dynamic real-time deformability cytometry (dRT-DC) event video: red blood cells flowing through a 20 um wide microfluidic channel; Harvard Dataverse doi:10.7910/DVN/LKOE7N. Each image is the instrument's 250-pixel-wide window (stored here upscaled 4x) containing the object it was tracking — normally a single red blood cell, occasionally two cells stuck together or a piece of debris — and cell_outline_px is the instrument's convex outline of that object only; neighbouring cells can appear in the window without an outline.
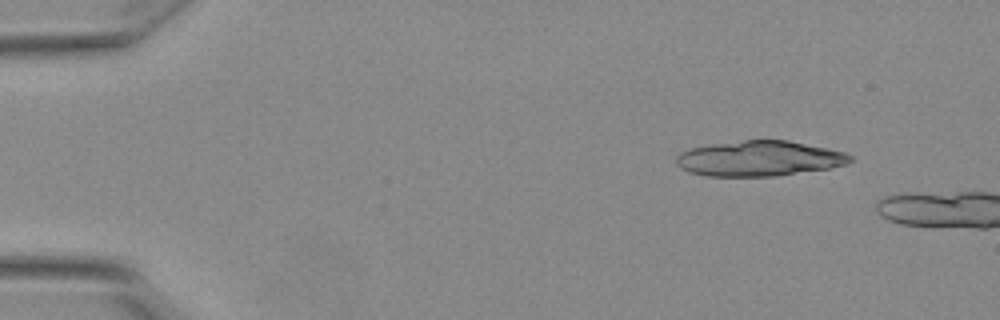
{"species": "Egyptian fruit bat (a non-hibernating species)", "species_latin": "Rousettus aegyptiacus", "temperature_condition": "warm", "stored_images_in_passage": 43, "segment_of_instrument_passage": [1, 2], "camera_frame_rate_fps": 3000, "um_per_image_px": 0.085, "animal": {"sex": "female"}, "frame": {"image": 1, "passage_image": 1, "time_ms": 0.0, "image_size_px": [1000, 320], "cell_outline_px": [[852, 160], [844, 164], [828, 168], [776, 176], [704, 176], [688, 172], [680, 168], [676, 164], [676, 156], [680, 152], [692, 148], [712, 144], [744, 140], [788, 140], [844, 152], [852, 156]], "centroid_in_image_um": [64.48, 13.48], "position_along_channel_um": 20.5, "area_um2": 35.6}}